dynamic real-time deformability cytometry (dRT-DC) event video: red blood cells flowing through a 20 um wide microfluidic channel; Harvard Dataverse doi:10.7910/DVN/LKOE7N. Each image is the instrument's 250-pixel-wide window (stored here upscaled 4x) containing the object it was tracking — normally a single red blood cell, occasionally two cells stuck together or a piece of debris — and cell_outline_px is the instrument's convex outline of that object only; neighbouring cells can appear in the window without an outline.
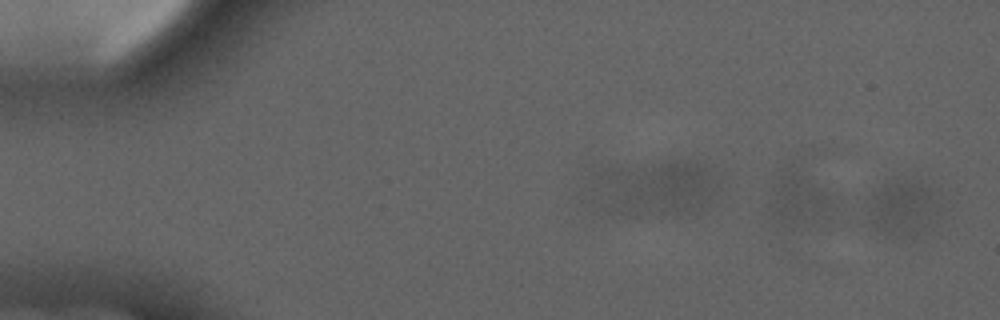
{"species": "common noctule bat (a hibernating species)", "species_latin": "Nyctalus noctula", "temperature_condition": "cold", "stored_images_in_passage": 2, "camera_frame_rate_fps": 3000, "um_per_image_px": 0.085, "animal": {"sex": "male", "forearm_length_mm": 52.5}, "frame": {"image": 1, "passage_image": 1, "time_ms": 0.0, "image_size_px": [1000, 320], "cell_outline_px": [[940, 216], [912, 236], [884, 236], [872, 224], [864, 200], [872, 192], [888, 180], [896, 176], [916, 180], [932, 188], [940, 204]], "centroid_in_image_um": [76.7, 17.6], "position_along_channel_um": 8.3, "area_um2": 24.22}}